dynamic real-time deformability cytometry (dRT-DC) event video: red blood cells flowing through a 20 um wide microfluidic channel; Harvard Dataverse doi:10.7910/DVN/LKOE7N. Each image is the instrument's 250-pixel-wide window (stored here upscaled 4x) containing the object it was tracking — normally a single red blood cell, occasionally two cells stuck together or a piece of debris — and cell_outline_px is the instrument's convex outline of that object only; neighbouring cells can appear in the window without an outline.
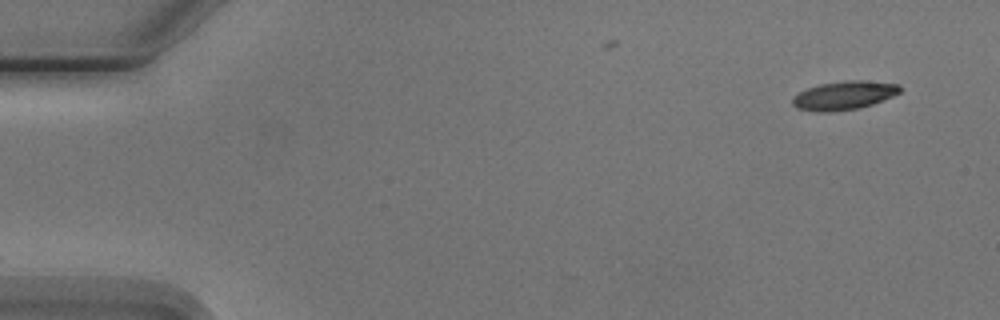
{"species": "Egyptian fruit bat (a non-hibernating species)", "species_latin": "Rousettus aegyptiacus", "temperature_condition": "cold", "stored_images_in_passage": 4, "camera_frame_rate_fps": 3000, "um_per_image_px": 0.085, "animal": {"sex": "male"}, "frame": {"image": 1, "passage_image": 1, "time_ms": 0.0, "image_size_px": [1000, 320], "cell_outline_px": [[900, 92], [892, 96], [872, 104], [856, 108], [828, 112], [816, 112], [796, 108], [792, 104], [792, 96], [808, 88], [820, 84], [844, 80], [864, 80], [900, 84]], "centroid_in_image_um": [71.71, 8.1], "position_along_channel_um": 13.3, "area_um2": 17.86}}
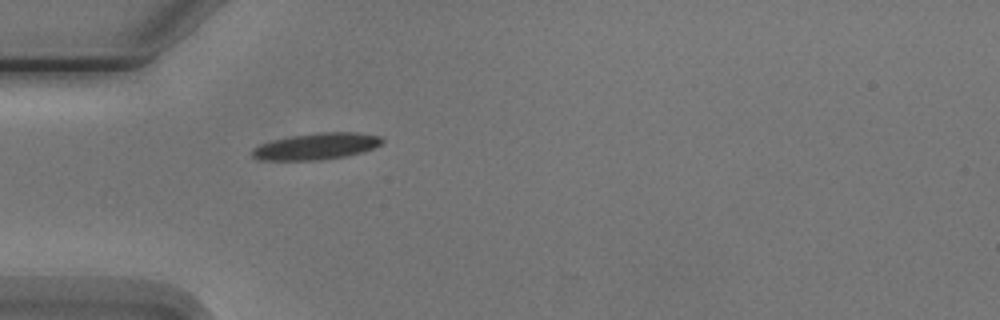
{"frame": {"image": 2, "passage_image": 4, "time_ms": 4.333, "image_size_px": [1000, 320], "cell_outline_px": [[384, 140], [380, 144], [372, 148], [360, 152], [344, 156], [320, 160], [260, 160], [252, 156], [252, 148], [260, 144], [272, 140], [292, 136], [316, 132], [356, 132], [380, 136]], "centroid_in_image_um": [26.85, 12.43], "position_along_channel_um": 58.1, "area_um2": 19.94}}